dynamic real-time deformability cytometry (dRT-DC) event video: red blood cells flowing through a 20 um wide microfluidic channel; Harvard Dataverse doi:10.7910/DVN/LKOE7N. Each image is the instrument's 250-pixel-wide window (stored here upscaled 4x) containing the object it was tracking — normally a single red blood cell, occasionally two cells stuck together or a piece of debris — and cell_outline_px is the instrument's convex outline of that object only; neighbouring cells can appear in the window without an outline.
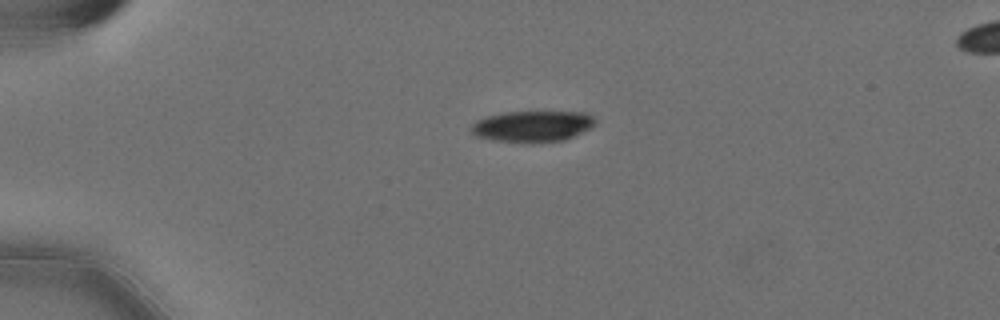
{"species": "Egyptian fruit bat (a non-hibernating species)", "species_latin": "Rousettus aegyptiacus", "temperature_condition": "cold", "stored_images_in_passage": 44, "camera_frame_rate_fps": 3000, "um_per_image_px": 0.085, "animal": {"sex": "female"}, "frame": {"image": 1, "passage_image": 1, "time_ms": 0.0, "image_size_px": [1000, 320], "cell_outline_px": [[596, 120], [588, 128], [564, 140], [492, 140], [476, 136], [472, 132], [472, 124], [476, 120], [488, 116], [504, 112], [588, 112]], "centroid_in_image_um": [45.24, 10.68], "position_along_channel_um": 39.8, "area_um2": 21.44}}
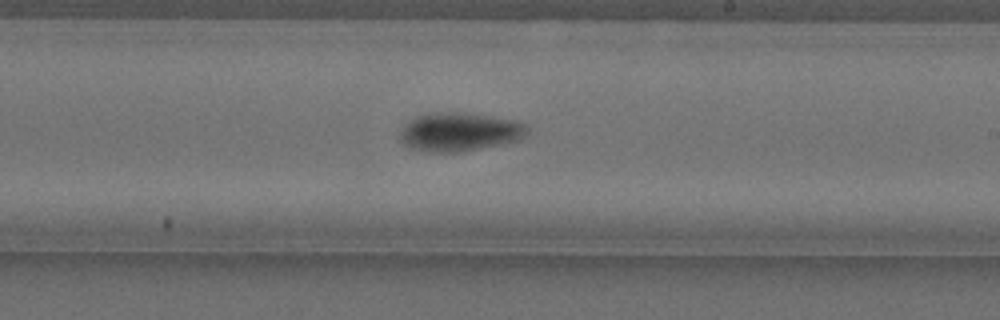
{"frame": {"image": 2, "passage_image": 22, "time_ms": 7.0, "image_size_px": [1000, 320], "cell_outline_px": [[528, 132], [520, 140], [456, 152], [424, 152], [412, 148], [404, 144], [400, 140], [400, 128], [404, 124], [416, 116], [436, 112], [464, 112], [492, 116], [516, 120], [528, 124]], "centroid_in_image_um": [39.05, 11.19], "position_along_channel_um": 250.0, "area_um2": 28.78}}
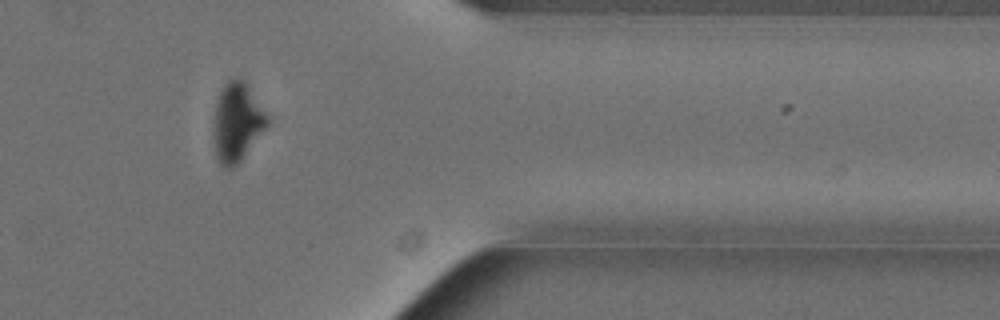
{"frame": {"image": 3, "passage_image": 35, "time_ms": 11.333, "image_size_px": [1000, 320], "cell_outline_px": [[272, 120], [240, 160], [232, 168], [224, 168], [216, 160], [212, 144], [212, 120], [216, 104], [220, 92], [224, 84], [228, 80], [244, 80], [272, 116]], "centroid_in_image_um": [20.15, 10.4], "position_along_channel_um": 391.3, "area_um2": 25.37}, "authors_computed_cell_mechanics": {"area_um2": 26.4435, "velocity_mm_per_s": 3.5874, "shape_relaxation_time_tau1_ms": 3.0514, "shape_relaxation_time_tau2_ms": null, "deformation_change_tau1": 0.1395, "deformation_change_tau2": null}}